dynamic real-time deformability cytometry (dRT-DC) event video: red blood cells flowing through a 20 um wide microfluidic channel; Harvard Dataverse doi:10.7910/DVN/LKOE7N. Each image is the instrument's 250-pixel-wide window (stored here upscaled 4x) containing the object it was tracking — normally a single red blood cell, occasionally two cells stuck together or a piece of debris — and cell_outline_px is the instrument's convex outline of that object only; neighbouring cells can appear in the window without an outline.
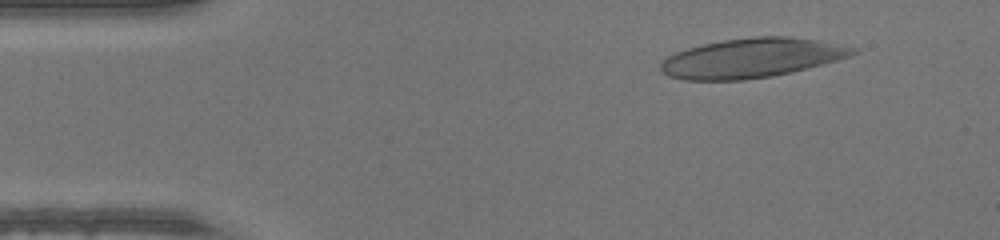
{"species": "human", "species_latin": "Homo sapiens", "temperature_condition": "warm", "stored_images_in_passage": 48, "camera_frame_rate_fps": 3000, "um_per_image_px": 0.085, "donor": {"sex": "male"}, "frame": {"image": 1, "passage_image": 5, "time_ms": 1.333, "image_size_px": [1000, 240], "cell_outline_px": [[860, 52], [852, 56], [792, 72], [772, 76], [744, 80], [684, 80], [668, 76], [660, 68], [660, 64], [668, 56], [676, 52], [688, 48], [704, 44], [724, 40], [752, 36], [788, 36], [816, 40], [860, 48]], "centroid_in_image_um": [63.93, 4.93], "position_along_channel_um": 21.1, "area_um2": 44.16}}
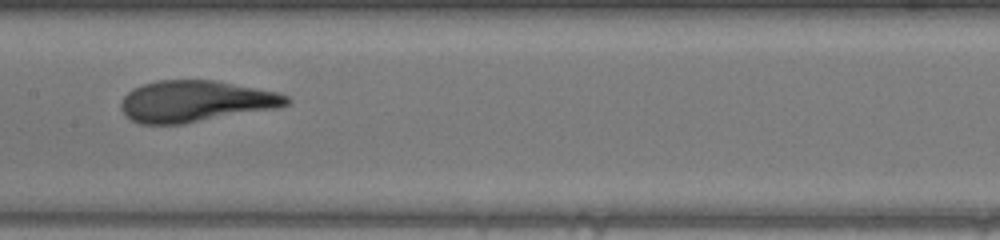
{"frame": {"image": 2, "passage_image": 23, "time_ms": 7.333, "image_size_px": [1000, 240], "cell_outline_px": [[292, 100], [288, 104], [276, 108], [184, 124], [140, 124], [124, 116], [120, 108], [120, 104], [124, 96], [132, 88], [156, 80], [216, 80], [280, 92], [288, 96]], "centroid_in_image_um": [16.62, 8.61], "position_along_channel_um": 190.8, "area_um2": 40.29}}
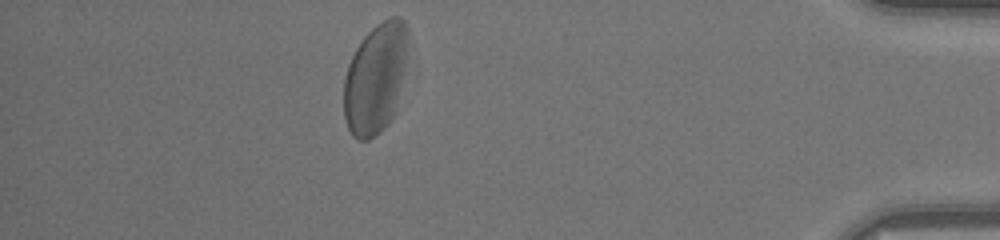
{"frame": {"image": 3, "passage_image": 42, "time_ms": 13.667, "image_size_px": [1000, 240], "cell_outline_px": [[408, 32], [404, 64], [392, 116], [388, 124], [380, 132], [368, 140], [356, 140], [352, 136], [348, 128], [344, 116], [344, 80], [348, 64], [356, 48], [364, 36], [376, 24], [392, 16], [400, 16], [404, 20], [408, 28]], "centroid_in_image_um": [31.87, 6.65], "position_along_channel_um": 403.3, "area_um2": 40.52}}